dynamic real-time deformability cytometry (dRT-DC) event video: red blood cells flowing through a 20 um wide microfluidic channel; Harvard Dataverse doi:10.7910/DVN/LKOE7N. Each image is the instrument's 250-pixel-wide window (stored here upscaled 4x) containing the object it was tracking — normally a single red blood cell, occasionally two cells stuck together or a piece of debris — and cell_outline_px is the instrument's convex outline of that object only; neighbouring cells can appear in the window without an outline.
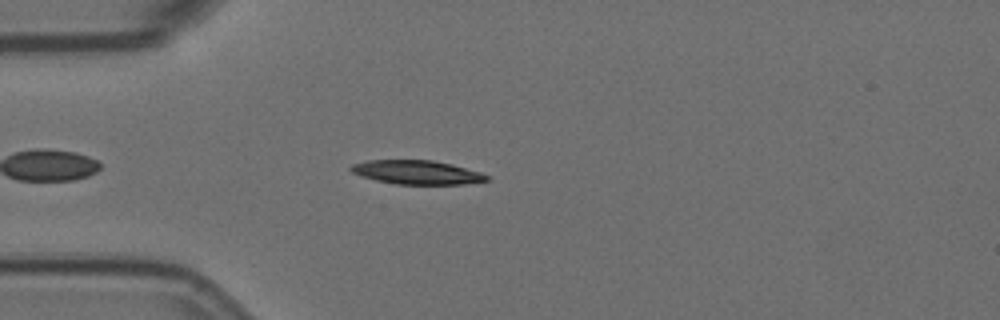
{"species": "Egyptian fruit bat (a non-hibernating species)", "species_latin": "Rousettus aegyptiacus", "temperature_condition": "room temperature", "stored_images_in_passage": 45, "camera_frame_rate_fps": 3000, "um_per_image_px": 0.085, "animal": {"sex": "female"}, "frame": {"image": 1, "passage_image": 6, "time_ms": 1.667, "image_size_px": [1000, 320], "cell_outline_px": [[492, 180], [464, 184], [396, 184], [376, 180], [360, 176], [352, 172], [348, 168], [352, 164], [368, 160], [432, 160], [452, 164], [480, 172], [488, 176]], "centroid_in_image_um": [35.43, 14.64], "position_along_channel_um": 49.6, "area_um2": 18.96}}
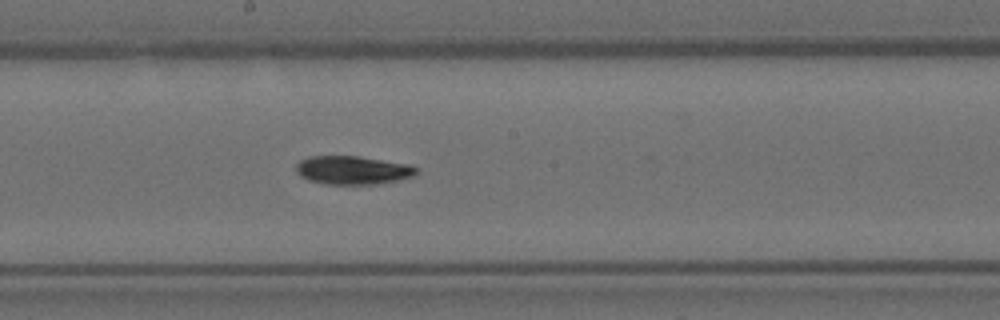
{"frame": {"image": 2, "passage_image": 21, "time_ms": 6.667, "image_size_px": [1000, 320], "cell_outline_px": [[420, 172], [416, 176], [380, 184], [324, 184], [308, 180], [300, 176], [296, 172], [296, 164], [300, 160], [308, 156], [360, 156], [412, 164], [420, 168]], "centroid_in_image_um": [30.05, 14.46], "position_along_channel_um": 218.1, "area_um2": 20.52}}
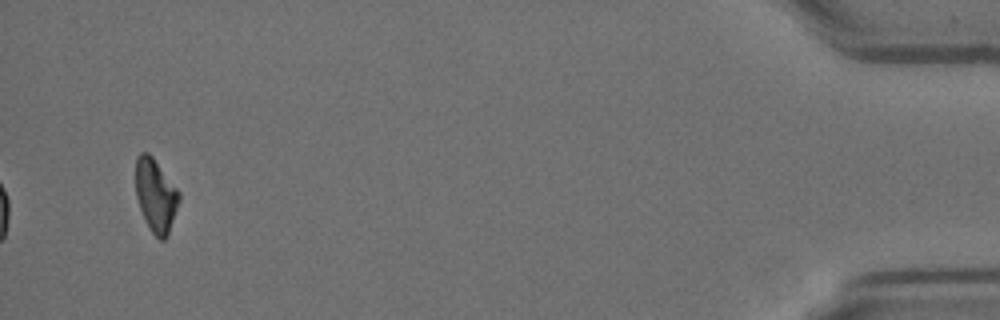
{"frame": {"image": 3, "passage_image": 45, "time_ms": 14.667, "image_size_px": [1000, 320], "cell_outline_px": [[180, 200], [168, 236], [164, 240], [160, 240], [152, 232], [144, 220], [136, 196], [136, 156], [140, 152], [148, 152], [152, 156], [180, 192]], "centroid_in_image_um": [13.24, 16.62], "position_along_channel_um": 422.0, "area_um2": 18.55}}